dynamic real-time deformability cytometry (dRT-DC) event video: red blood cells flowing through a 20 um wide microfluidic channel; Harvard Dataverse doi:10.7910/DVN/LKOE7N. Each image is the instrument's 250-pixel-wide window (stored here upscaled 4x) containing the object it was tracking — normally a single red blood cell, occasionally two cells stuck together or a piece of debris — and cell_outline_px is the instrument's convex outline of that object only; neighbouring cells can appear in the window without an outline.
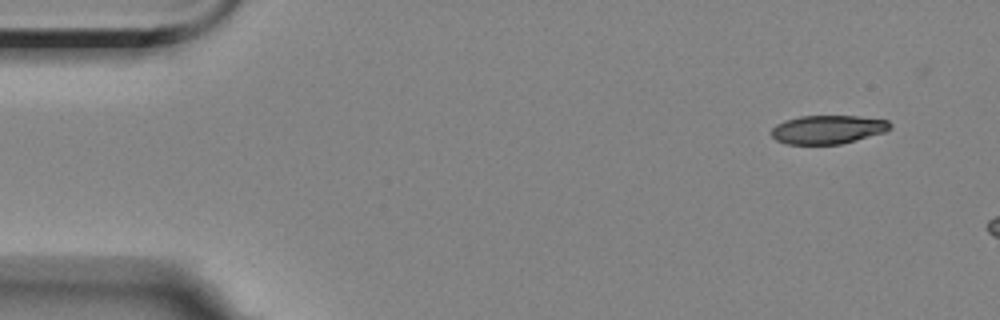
{"species": "Egyptian fruit bat (a non-hibernating species)", "species_latin": "Rousettus aegyptiacus", "temperature_condition": "room temperature", "stored_images_in_passage": 3, "camera_frame_rate_fps": 3000, "um_per_image_px": 0.085, "animal": {"sex": "female"}, "frame": {"image": 1, "passage_image": 1, "time_ms": 0.0, "image_size_px": [1000, 320], "cell_outline_px": [[892, 128], [884, 132], [840, 144], [784, 144], [776, 140], [772, 136], [772, 128], [776, 124], [784, 120], [800, 116], [856, 116], [888, 120], [892, 124]], "centroid_in_image_um": [70.35, 11.0], "position_along_channel_um": 14.7, "area_um2": 19.77}}